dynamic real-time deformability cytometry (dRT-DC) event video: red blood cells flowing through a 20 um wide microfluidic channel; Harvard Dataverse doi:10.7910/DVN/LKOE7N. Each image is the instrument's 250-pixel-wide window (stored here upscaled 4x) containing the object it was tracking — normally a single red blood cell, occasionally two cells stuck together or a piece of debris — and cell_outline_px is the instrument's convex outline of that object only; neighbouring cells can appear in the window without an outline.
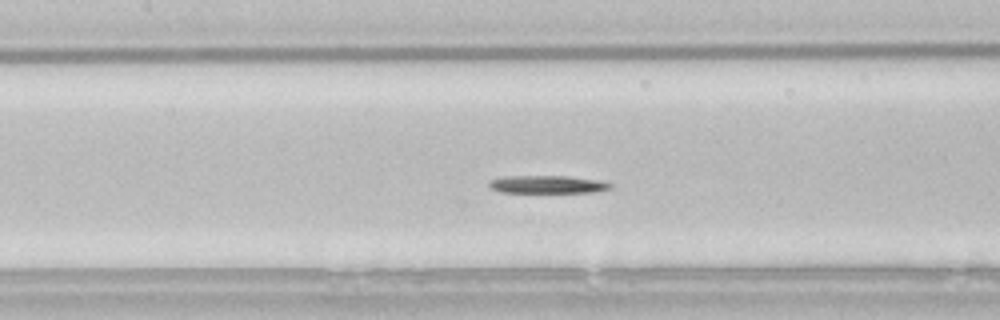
{"species": "common noctule bat (a hibernating species)", "species_latin": "Nyctalus noctula", "temperature_condition": "room temperature", "stored_images_in_passage": 50, "camera_frame_rate_fps": 3000, "um_per_image_px": 0.085, "animal": {"sex": "male", "body_mass_g": 21.5, "forearm_length_mm": 52.0}, "frame": {"image": 1, "passage_image": 20, "time_ms": 6.333, "image_size_px": [1000, 320], "cell_outline_px": [[612, 188], [592, 192], [500, 192], [492, 188], [488, 184], [488, 180], [504, 176], [568, 176], [600, 180], [612, 184]], "centroid_in_image_um": [46.52, 15.66], "position_along_channel_um": 160.9, "area_um2": 12.54}}
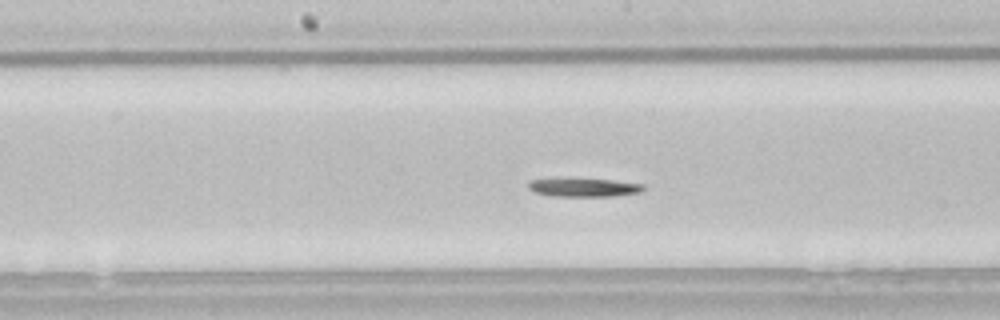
{"frame": {"image": 2, "passage_image": 23, "time_ms": 7.333, "image_size_px": [1000, 320], "cell_outline_px": [[644, 188], [640, 192], [616, 196], [552, 196], [532, 192], [528, 188], [528, 180], [556, 176], [612, 180], [644, 184]], "centroid_in_image_um": [49.49, 15.89], "position_along_channel_um": 198.7, "area_um2": 13.18}}
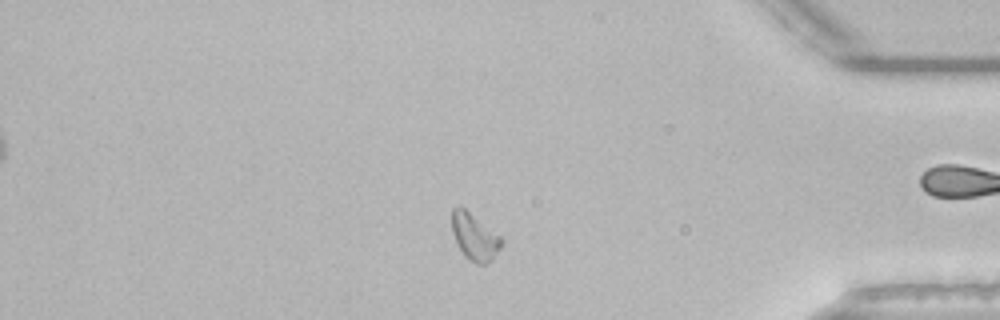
{"frame": {"image": 3, "passage_image": 41, "time_ms": 13.333, "image_size_px": [1000, 320], "cell_outline_px": [[500, 248], [492, 260], [484, 264], [476, 264], [468, 260], [464, 256], [456, 244], [452, 232], [452, 208], [464, 208], [500, 236]], "centroid_in_image_um": [40.3, 20.17], "position_along_channel_um": 394.9, "area_um2": 13.24}}